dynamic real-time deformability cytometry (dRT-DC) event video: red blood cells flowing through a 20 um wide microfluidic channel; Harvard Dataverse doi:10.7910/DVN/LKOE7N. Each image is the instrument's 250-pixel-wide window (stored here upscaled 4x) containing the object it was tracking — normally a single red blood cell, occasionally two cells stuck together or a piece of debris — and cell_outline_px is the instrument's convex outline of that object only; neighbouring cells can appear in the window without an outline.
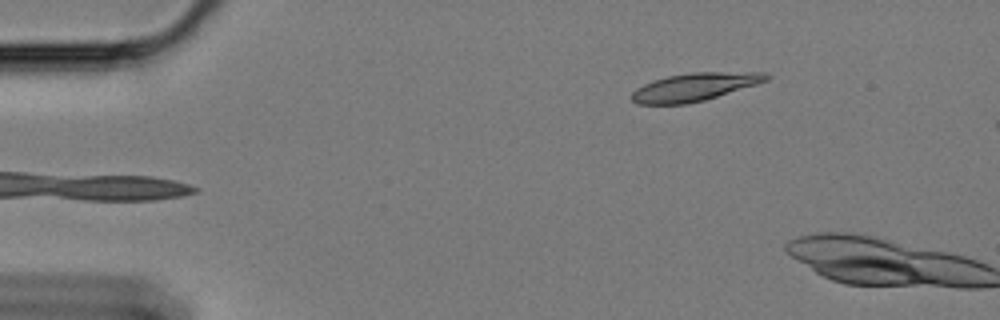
{"species": "Egyptian fruit bat (a non-hibernating species)", "species_latin": "Rousettus aegyptiacus", "temperature_condition": "cold", "stored_images_in_passage": 3, "camera_frame_rate_fps": 3000, "um_per_image_px": 0.085, "animal": {"sex": "female"}, "frame": {"image": 1, "passage_image": 1, "time_ms": 0.0, "image_size_px": [1000, 320], "cell_outline_px": [[772, 76], [768, 80], [756, 84], [704, 100], [688, 104], [636, 104], [632, 100], [632, 92], [636, 88], [652, 80], [668, 76], [692, 72], [764, 72]], "centroid_in_image_um": [59.03, 7.39], "position_along_channel_um": 26.0, "area_um2": 21.85}}